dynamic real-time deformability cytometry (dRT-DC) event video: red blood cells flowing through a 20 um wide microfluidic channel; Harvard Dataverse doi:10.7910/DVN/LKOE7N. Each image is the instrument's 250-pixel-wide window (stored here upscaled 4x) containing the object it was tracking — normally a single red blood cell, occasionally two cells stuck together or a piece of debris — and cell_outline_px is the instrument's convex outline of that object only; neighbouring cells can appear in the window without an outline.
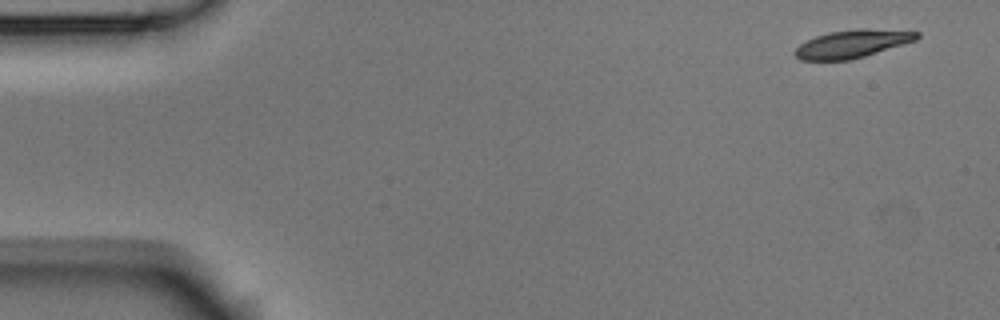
{"species": "Egyptian fruit bat (a non-hibernating species)", "species_latin": "Rousettus aegyptiacus", "temperature_condition": "room temperature", "stored_images_in_passage": 4, "segment_of_instrument_passage": [2, 2], "camera_frame_rate_fps": 3000, "um_per_image_px": 0.085, "animal": {"sex": "male"}, "frame": {"image": 1, "passage_image": 4, "time_ms": 1.0, "image_size_px": [1000, 320], "cell_outline_px": [[920, 36], [916, 40], [864, 56], [848, 60], [800, 60], [792, 52], [800, 44], [816, 36], [828, 32], [860, 28], [864, 28], [920, 32]], "centroid_in_image_um": [72.42, 3.72], "position_along_channel_um": 12.6, "area_um2": 19.65}}